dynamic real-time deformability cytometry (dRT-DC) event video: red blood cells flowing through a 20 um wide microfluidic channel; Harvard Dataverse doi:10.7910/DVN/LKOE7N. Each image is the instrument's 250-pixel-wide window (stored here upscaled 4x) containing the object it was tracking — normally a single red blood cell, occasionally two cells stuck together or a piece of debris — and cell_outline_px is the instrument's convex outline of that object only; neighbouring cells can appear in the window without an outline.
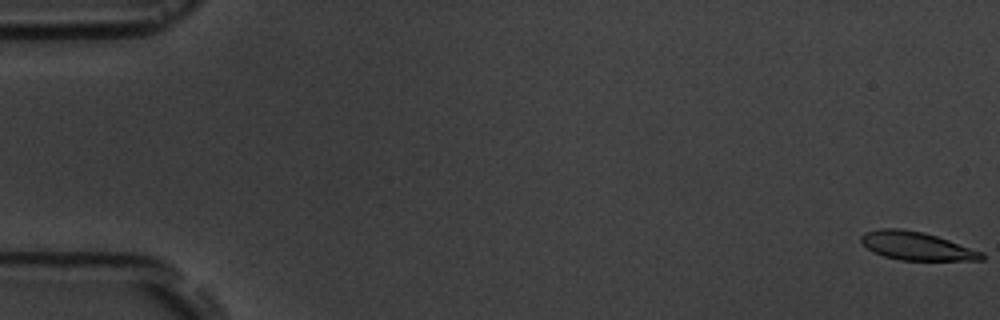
{"species": "common noctule bat (a hibernating species)", "species_latin": "Nyctalus noctula", "temperature_condition": "room temperature", "stored_images_in_passage": 17, "camera_frame_rate_fps": 3000, "um_per_image_px": 0.085, "animal": {"sex": "male", "body_mass_g": 19.5, "forearm_length_mm": 54.6}, "frame": {"image": 1, "passage_image": 1, "time_ms": 0.0, "image_size_px": [1000, 320], "cell_outline_px": [[984, 260], [900, 260], [884, 256], [872, 252], [860, 240], [860, 236], [864, 232], [880, 228], [900, 228], [924, 232], [984, 252]], "centroid_in_image_um": [77.89, 20.9], "position_along_channel_um": 7.1, "area_um2": 19.88}}
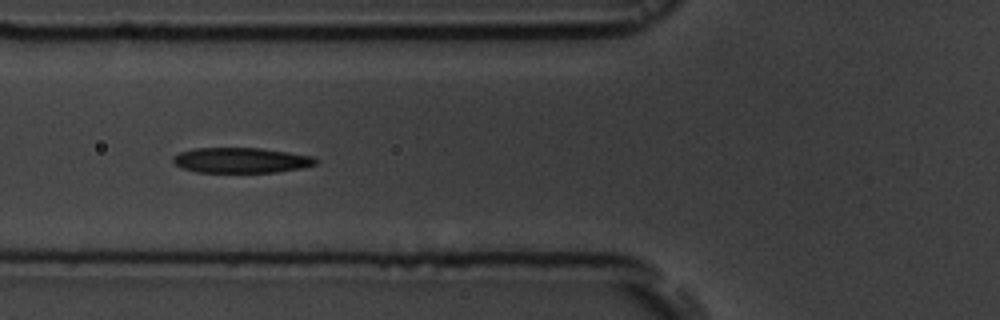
{"frame": {"image": 2, "passage_image": 7, "time_ms": 7.0, "image_size_px": [1000, 320], "cell_outline_px": [[320, 160], [316, 164], [304, 168], [276, 172], [196, 172], [180, 168], [172, 160], [172, 156], [180, 152], [192, 148], [260, 148], [288, 152], [312, 156]], "centroid_in_image_um": [20.49, 13.62], "position_along_channel_um": 105.3, "area_um2": 21.21}}
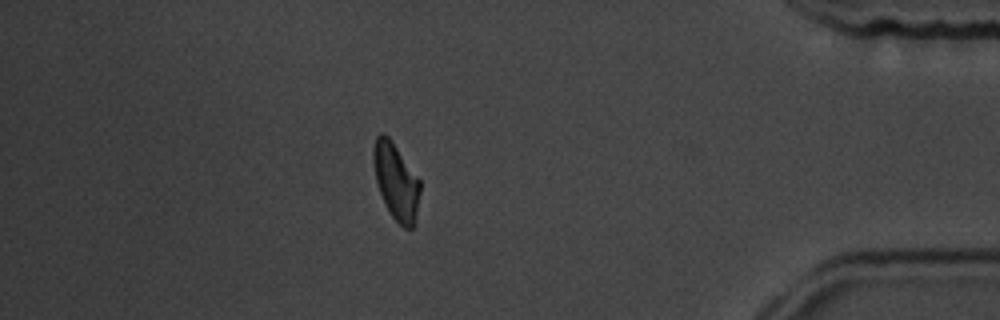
{"frame": {"image": 3, "passage_image": 15, "time_ms": 16.333, "image_size_px": [1000, 320], "cell_outline_px": [[420, 192], [416, 224], [412, 228], [404, 228], [392, 216], [380, 192], [376, 180], [372, 160], [372, 148], [376, 136], [380, 132], [384, 132], [388, 136], [420, 180]], "centroid_in_image_um": [33.66, 15.41], "position_along_channel_um": 401.5, "area_um2": 20.75}, "authors_computed_cell_mechanics": {"area_um2": 20.9814, "velocity_mm_per_s": 3.6099, "shape_relaxation_time_tau1_ms": 2.0354, "shape_relaxation_time_tau2_ms": 3.5394, "deformation_change_tau1": 0.1094, "deformation_change_tau2": 0.1072}}